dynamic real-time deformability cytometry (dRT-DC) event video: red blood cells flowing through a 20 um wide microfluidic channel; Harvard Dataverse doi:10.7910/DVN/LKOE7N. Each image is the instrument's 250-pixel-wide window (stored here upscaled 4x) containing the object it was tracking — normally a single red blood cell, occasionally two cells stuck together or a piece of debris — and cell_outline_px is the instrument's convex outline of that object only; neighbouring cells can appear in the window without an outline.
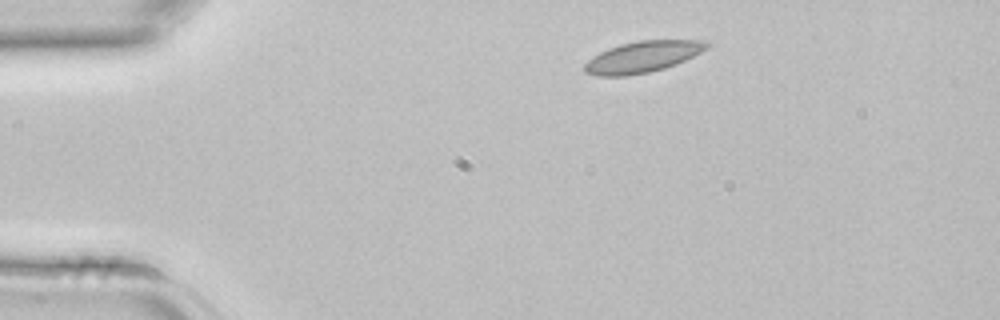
{"species": "common noctule bat (a hibernating species)", "species_latin": "Nyctalus noctula", "temperature_condition": "room temperature", "stored_images_in_passage": 2, "camera_frame_rate_fps": 3000, "um_per_image_px": 0.085, "animal": {"sex": "female", "body_mass_g": 22.7, "forearm_length_mm": 54.2}, "frame": {"image": 1, "passage_image": 1, "time_ms": 0.0, "image_size_px": [1000, 320], "cell_outline_px": [[712, 44], [708, 48], [676, 64], [664, 68], [648, 72], [628, 76], [596, 76], [584, 72], [584, 64], [592, 56], [608, 48], [620, 44], [640, 40], [704, 40]], "centroid_in_image_um": [54.6, 4.83], "position_along_channel_um": 30.4, "area_um2": 22.31}}